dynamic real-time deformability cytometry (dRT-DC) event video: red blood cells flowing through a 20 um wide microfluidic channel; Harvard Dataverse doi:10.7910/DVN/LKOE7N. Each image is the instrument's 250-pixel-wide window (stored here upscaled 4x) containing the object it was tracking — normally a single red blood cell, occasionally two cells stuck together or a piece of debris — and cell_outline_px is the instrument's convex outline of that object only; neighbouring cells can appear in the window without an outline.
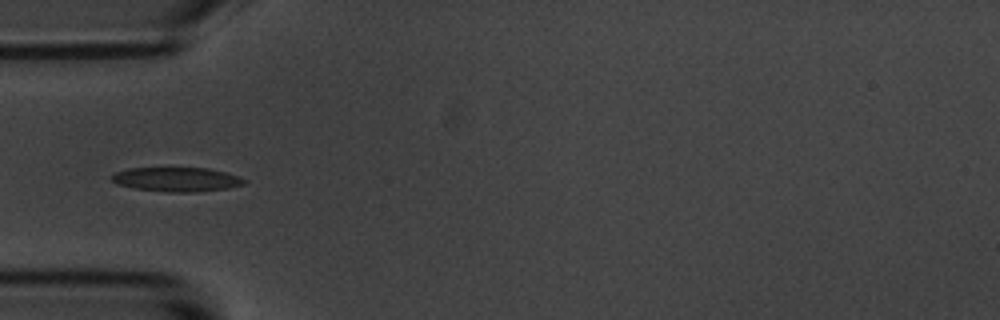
{"species": "common noctule bat (a hibernating species)", "species_latin": "Nyctalus noctula", "temperature_condition": "room temperature", "stored_images_in_passage": 6, "camera_frame_rate_fps": 3000, "um_per_image_px": 0.085, "animal": {"sex": "male", "body_mass_g": 20.1, "forearm_length_mm": 53.5}, "frame": {"image": 1, "passage_image": 4, "time_ms": 3.667, "image_size_px": [1000, 320], "cell_outline_px": [[248, 180], [244, 184], [228, 188], [196, 192], [168, 192], [136, 188], [116, 184], [112, 180], [112, 176], [116, 172], [128, 168], [208, 168], [228, 172]], "centroid_in_image_um": [15.06, 15.24], "position_along_channel_um": 69.9, "area_um2": 18.73}}
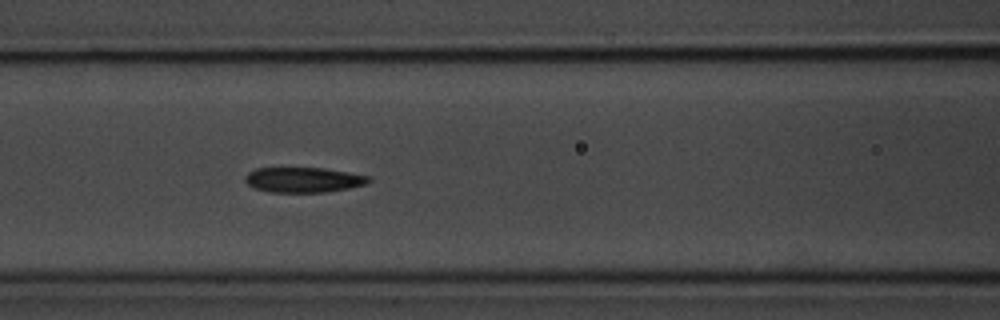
{"frame": {"image": 2, "passage_image": 6, "time_ms": 5.667, "image_size_px": [1000, 320], "cell_outline_px": [[372, 180], [364, 184], [348, 188], [328, 192], [272, 192], [256, 188], [248, 184], [244, 180], [244, 176], [248, 172], [256, 168], [324, 168], [348, 172], [368, 176]], "centroid_in_image_um": [25.77, 15.28], "position_along_channel_um": 140.8, "area_um2": 17.98}}